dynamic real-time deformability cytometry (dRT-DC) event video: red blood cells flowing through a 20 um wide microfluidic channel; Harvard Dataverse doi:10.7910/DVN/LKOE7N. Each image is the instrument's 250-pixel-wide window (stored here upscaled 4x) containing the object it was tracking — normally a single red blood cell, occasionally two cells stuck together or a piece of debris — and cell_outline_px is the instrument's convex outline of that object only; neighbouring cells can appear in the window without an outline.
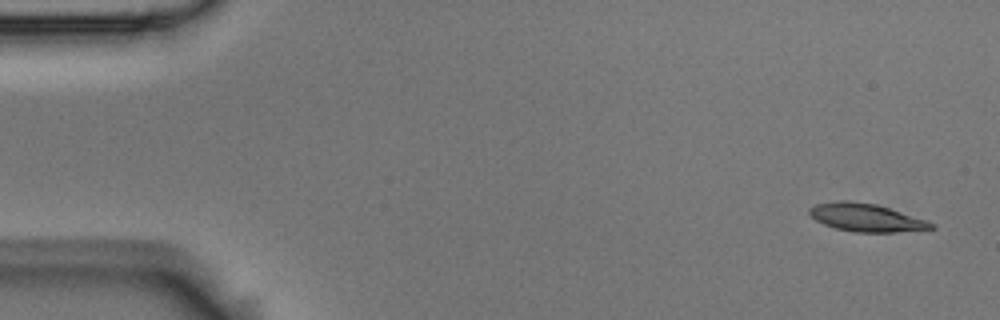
{"species": "Egyptian fruit bat (a non-hibernating species)", "species_latin": "Rousettus aegyptiacus", "temperature_condition": "room temperature", "stored_images_in_passage": 4, "camera_frame_rate_fps": 3000, "um_per_image_px": 0.085, "animal": {"sex": "male"}, "frame": {"image": 1, "passage_image": 1, "time_ms": 0.0, "image_size_px": [1000, 320], "cell_outline_px": [[936, 228], [896, 232], [856, 232], [836, 228], [824, 224], [816, 220], [808, 212], [808, 208], [816, 204], [836, 200], [848, 200], [876, 204], [928, 220], [936, 224]], "centroid_in_image_um": [73.64, 18.48], "position_along_channel_um": 11.4, "area_um2": 19.88}}